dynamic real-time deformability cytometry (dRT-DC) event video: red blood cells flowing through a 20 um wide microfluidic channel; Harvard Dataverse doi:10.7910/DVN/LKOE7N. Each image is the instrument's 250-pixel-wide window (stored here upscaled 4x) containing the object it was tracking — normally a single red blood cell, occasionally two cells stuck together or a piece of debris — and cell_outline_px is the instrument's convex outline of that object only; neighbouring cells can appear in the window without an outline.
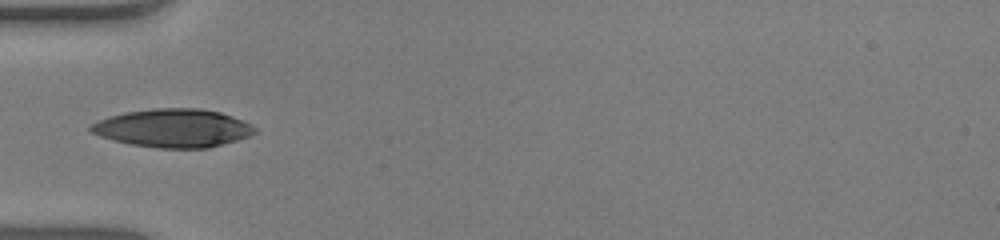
{"species": "human", "species_latin": "Homo sapiens", "temperature_condition": "warm", "stored_images_in_passage": 8, "camera_frame_rate_fps": 3000, "um_per_image_px": 0.085, "donor": {"sex": "male"}, "frame": {"image": 1, "passage_image": 1, "time_ms": 0.0, "image_size_px": [1000, 240], "cell_outline_px": [[256, 132], [248, 136], [236, 140], [208, 148], [156, 148], [132, 144], [112, 140], [88, 132], [88, 128], [92, 124], [108, 116], [124, 112], [156, 108], [196, 108], [220, 112], [232, 116], [256, 128]], "centroid_in_image_um": [14.66, 10.89], "position_along_channel_um": 70.3, "area_um2": 36.41}}
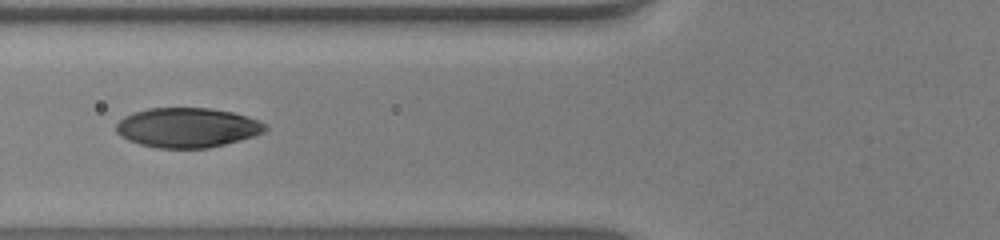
{"frame": {"image": 2, "passage_image": 4, "time_ms": 1.0, "image_size_px": [1000, 240], "cell_outline_px": [[268, 128], [264, 132], [240, 140], [208, 148], [156, 148], [140, 144], [128, 140], [120, 136], [116, 132], [116, 124], [124, 116], [132, 112], [148, 108], [208, 108], [232, 112], [268, 124]], "centroid_in_image_um": [15.89, 10.85], "position_along_channel_um": 109.9, "area_um2": 34.45}}